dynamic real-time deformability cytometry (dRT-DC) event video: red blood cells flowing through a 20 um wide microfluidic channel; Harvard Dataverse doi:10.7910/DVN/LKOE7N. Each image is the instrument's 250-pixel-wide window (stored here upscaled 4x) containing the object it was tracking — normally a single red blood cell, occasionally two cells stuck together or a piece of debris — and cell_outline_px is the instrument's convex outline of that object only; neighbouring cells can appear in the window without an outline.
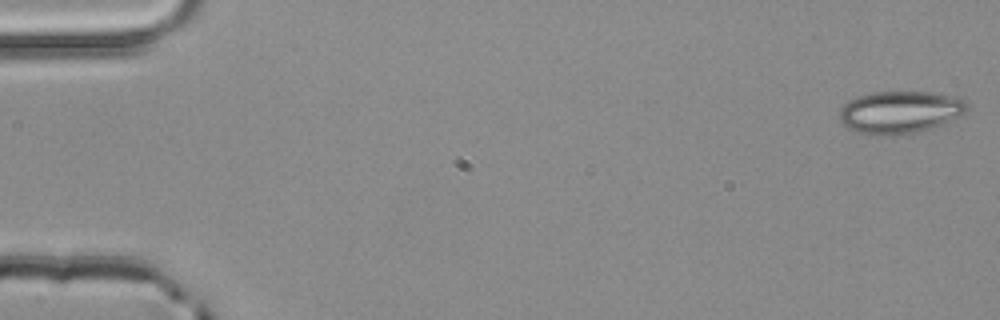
{"species": "common noctule bat (a hibernating species)", "species_latin": "Nyctalus noctula", "temperature_condition": "room temperature", "stored_images_in_passage": 3, "camera_frame_rate_fps": 3000, "um_per_image_px": 0.085, "animal": {"sex": "male", "body_mass_g": 20.4}, "frame": {"image": 1, "passage_image": 1, "time_ms": 0.0, "image_size_px": [1000, 320], "cell_outline_px": [[968, 108], [960, 116], [944, 124], [912, 132], [892, 136], [856, 132], [848, 128], [840, 120], [840, 108], [848, 100], [856, 96], [868, 92], [932, 92], [964, 100], [968, 104]], "centroid_in_image_um": [76.46, 9.52], "position_along_channel_um": 8.5, "area_um2": 31.33}}